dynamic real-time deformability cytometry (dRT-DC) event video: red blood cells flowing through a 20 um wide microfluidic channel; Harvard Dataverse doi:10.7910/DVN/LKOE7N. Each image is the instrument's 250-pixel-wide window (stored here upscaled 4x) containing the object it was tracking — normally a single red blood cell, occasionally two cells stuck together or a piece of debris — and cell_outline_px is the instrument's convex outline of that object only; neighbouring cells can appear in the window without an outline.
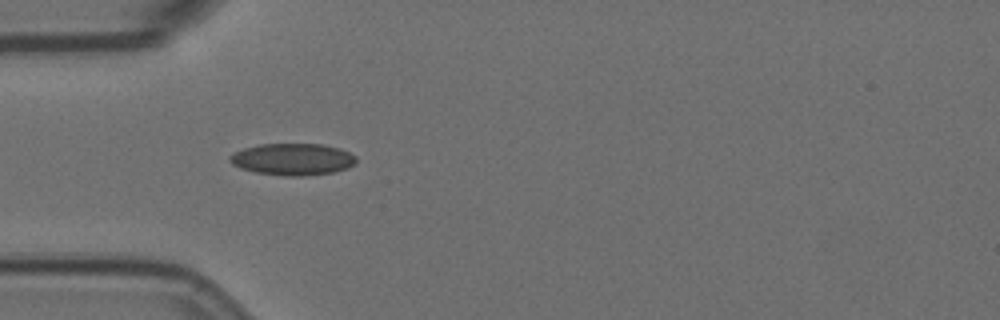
{"species": "Egyptian fruit bat (a non-hibernating species)", "species_latin": "Rousettus aegyptiacus", "temperature_condition": "room temperature", "stored_images_in_passage": 5, "camera_frame_rate_fps": 3000, "um_per_image_px": 0.085, "animal": {"sex": "female"}, "frame": {"image": 1, "passage_image": 4, "time_ms": 4.667, "image_size_px": [1000, 320], "cell_outline_px": [[356, 164], [348, 168], [332, 172], [300, 176], [288, 176], [256, 172], [240, 168], [232, 164], [228, 160], [228, 156], [244, 148], [260, 144], [324, 144], [340, 148], [356, 156]], "centroid_in_image_um": [24.89, 13.53], "position_along_channel_um": 60.1, "area_um2": 23.41}}
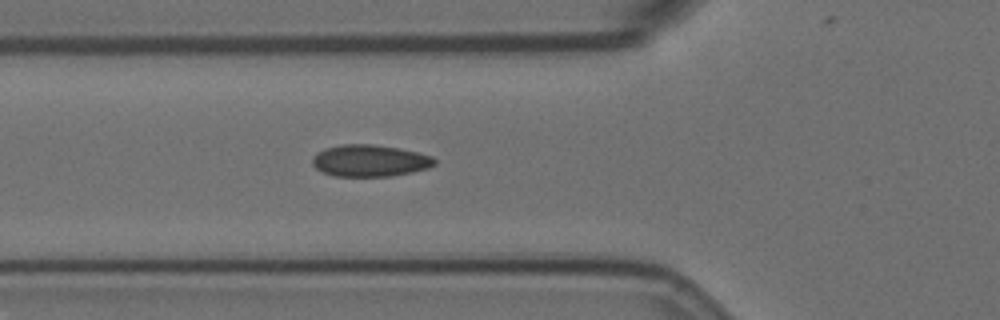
{"frame": {"image": 2, "passage_image": 5, "time_ms": 5.667, "image_size_px": [1000, 320], "cell_outline_px": [[436, 164], [428, 168], [412, 172], [392, 176], [332, 176], [320, 172], [312, 164], [312, 156], [316, 152], [324, 148], [340, 144], [372, 144], [400, 148], [432, 156], [436, 160]], "centroid_in_image_um": [31.4, 13.65], "position_along_channel_um": 94.4, "area_um2": 22.95}}